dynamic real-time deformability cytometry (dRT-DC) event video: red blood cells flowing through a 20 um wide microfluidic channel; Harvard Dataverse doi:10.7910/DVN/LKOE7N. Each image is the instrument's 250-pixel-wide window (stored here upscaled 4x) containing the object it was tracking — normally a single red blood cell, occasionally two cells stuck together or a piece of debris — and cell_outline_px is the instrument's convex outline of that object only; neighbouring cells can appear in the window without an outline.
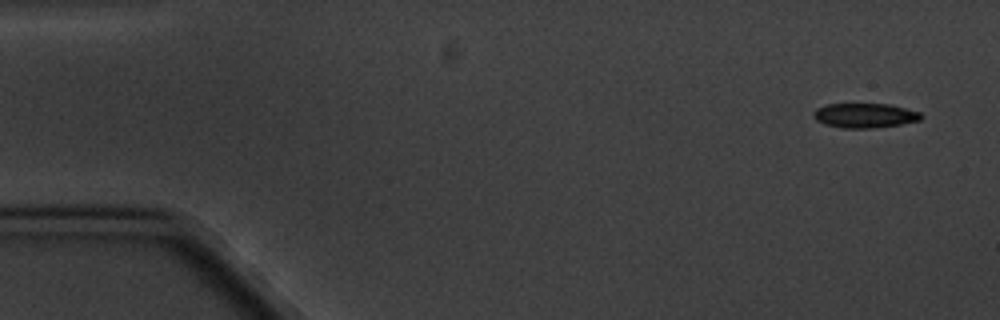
{"species": "common noctule bat (a hibernating species)", "species_latin": "Nyctalus noctula", "temperature_condition": "cold", "stored_images_in_passage": 4, "camera_frame_rate_fps": 3000, "um_per_image_px": 0.085, "animal": {"sex": "male", "body_mass_g": 20.1, "forearm_length_mm": 53.5}, "frame": {"image": 1, "passage_image": 1, "time_ms": 0.0, "image_size_px": [1000, 320], "cell_outline_px": [[924, 116], [920, 120], [900, 124], [872, 128], [840, 128], [824, 124], [816, 120], [812, 116], [812, 112], [816, 108], [828, 104], [888, 104], [920, 112]], "centroid_in_image_um": [73.47, 9.82], "position_along_channel_um": 11.5, "area_um2": 15.43}}
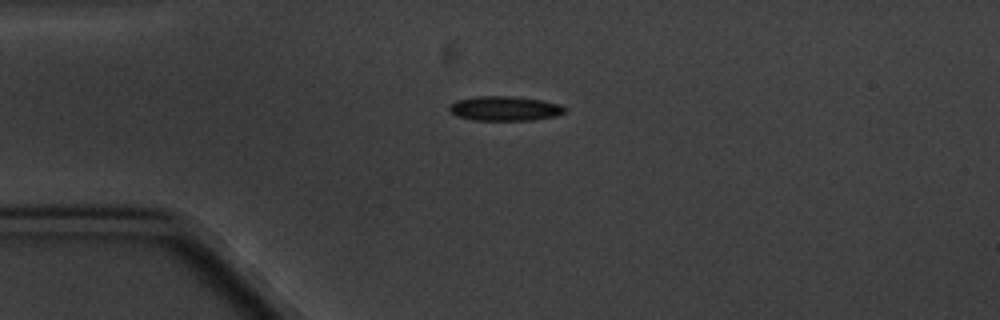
{"frame": {"image": 2, "passage_image": 4, "time_ms": 3.667, "image_size_px": [1000, 320], "cell_outline_px": [[568, 108], [564, 112], [556, 116], [532, 120], [472, 120], [456, 116], [448, 108], [456, 100], [476, 96], [512, 96], [544, 100], [560, 104]], "centroid_in_image_um": [42.94, 9.22], "position_along_channel_um": 42.1, "area_um2": 16.65}}